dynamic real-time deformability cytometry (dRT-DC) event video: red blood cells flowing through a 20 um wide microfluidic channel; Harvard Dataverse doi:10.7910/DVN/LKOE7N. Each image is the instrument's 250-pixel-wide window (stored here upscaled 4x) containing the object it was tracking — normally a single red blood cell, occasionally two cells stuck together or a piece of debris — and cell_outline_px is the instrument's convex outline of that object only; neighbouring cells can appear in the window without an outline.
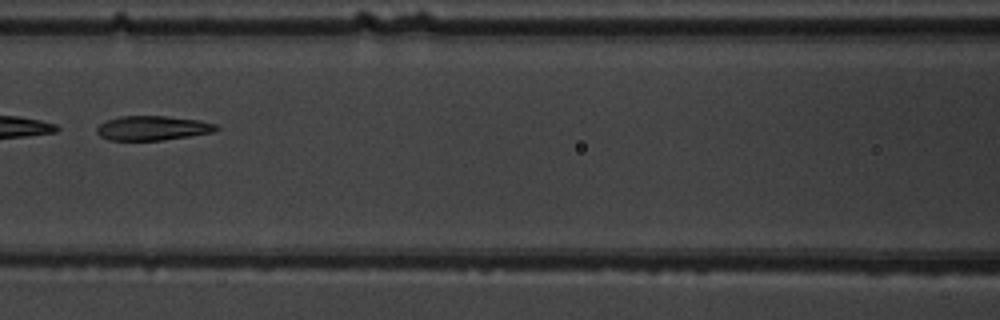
{"species": "common noctule bat (a hibernating species)", "species_latin": "Nyctalus noctula", "temperature_condition": "warm", "stored_images_in_passage": 7, "camera_frame_rate_fps": 3000, "um_per_image_px": 0.085, "animal": {"sex": "male", "body_mass_g": 19.5, "forearm_length_mm": 54.6}, "frame": {"image": 1, "passage_image": 6, "time_ms": 6.0, "image_size_px": [1000, 320], "cell_outline_px": [[220, 128], [216, 132], [164, 140], [108, 140], [100, 136], [96, 132], [96, 128], [100, 124], [108, 120], [120, 116], [164, 116], [200, 120], [216, 124]], "centroid_in_image_um": [13.0, 10.89], "position_along_channel_um": 153.6, "area_um2": 17.11}}
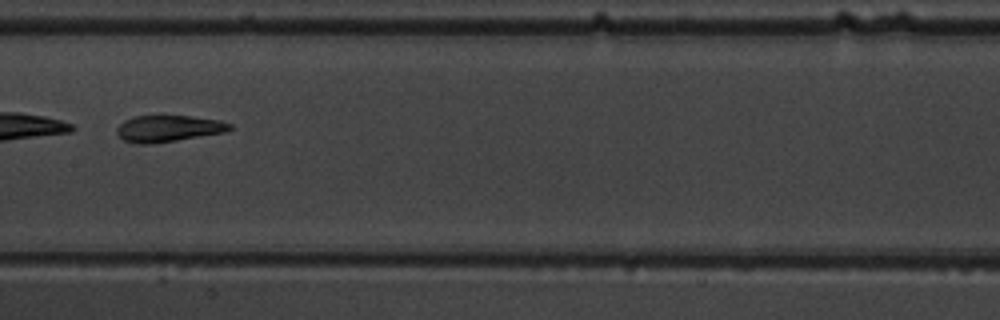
{"frame": {"image": 2, "passage_image": 7, "time_ms": 7.0, "image_size_px": [1000, 320], "cell_outline_px": [[236, 128], [224, 132], [176, 140], [148, 144], [136, 144], [124, 140], [116, 132], [116, 128], [124, 120], [136, 116], [188, 116], [220, 120], [232, 124]], "centroid_in_image_um": [14.33, 10.92], "position_along_channel_um": 193.1, "area_um2": 17.34}}